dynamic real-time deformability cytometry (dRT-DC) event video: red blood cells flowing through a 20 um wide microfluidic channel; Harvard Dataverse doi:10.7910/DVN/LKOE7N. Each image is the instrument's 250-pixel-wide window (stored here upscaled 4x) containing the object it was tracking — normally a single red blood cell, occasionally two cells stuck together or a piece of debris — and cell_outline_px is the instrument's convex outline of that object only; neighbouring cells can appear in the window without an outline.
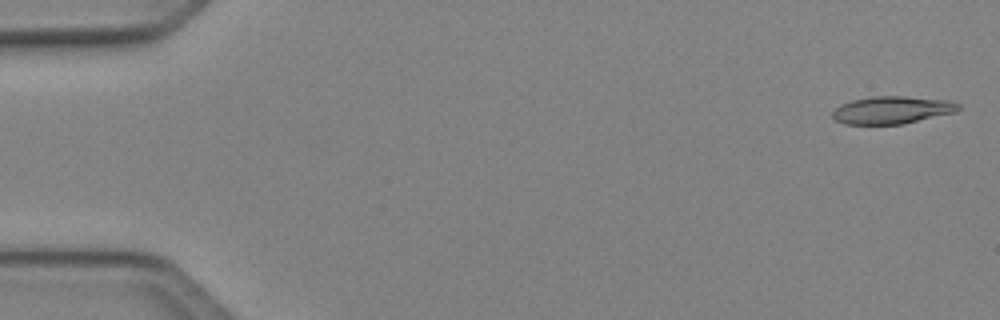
{"species": "Egyptian fruit bat (a non-hibernating species)", "species_latin": "Rousettus aegyptiacus", "temperature_condition": "cold", "stored_images_in_passage": 48, "camera_frame_rate_fps": 3000, "um_per_image_px": 0.085, "animal": {"sex": "female"}, "frame": {"image": 1, "passage_image": 1, "time_ms": 0.0, "image_size_px": [1000, 320], "cell_outline_px": [[960, 108], [956, 112], [904, 124], [844, 124], [836, 120], [832, 116], [832, 112], [840, 104], [852, 100], [872, 96], [904, 96], [948, 100], [960, 104]], "centroid_in_image_um": [75.83, 9.35], "position_along_channel_um": 9.2, "area_um2": 20.29}}
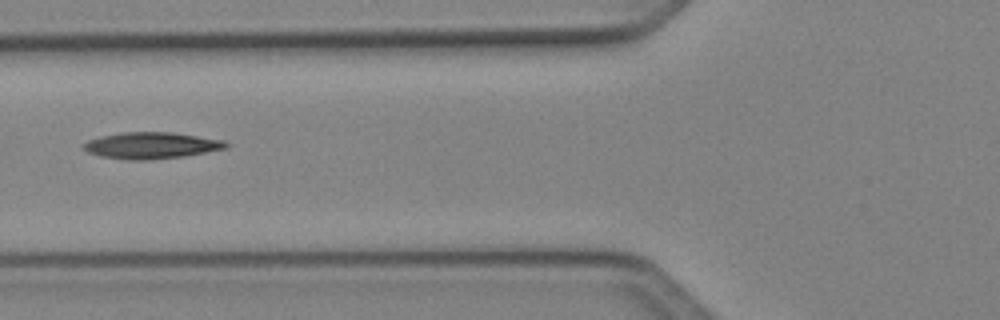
{"frame": {"image": 2, "passage_image": 19, "time_ms": 6.0, "image_size_px": [1000, 320], "cell_outline_px": [[228, 148], [184, 156], [148, 160], [128, 160], [100, 156], [88, 152], [80, 148], [88, 140], [100, 136], [120, 132], [172, 132], [224, 140], [228, 144]], "centroid_in_image_um": [12.83, 12.36], "position_along_channel_um": 113.0, "area_um2": 22.08}}
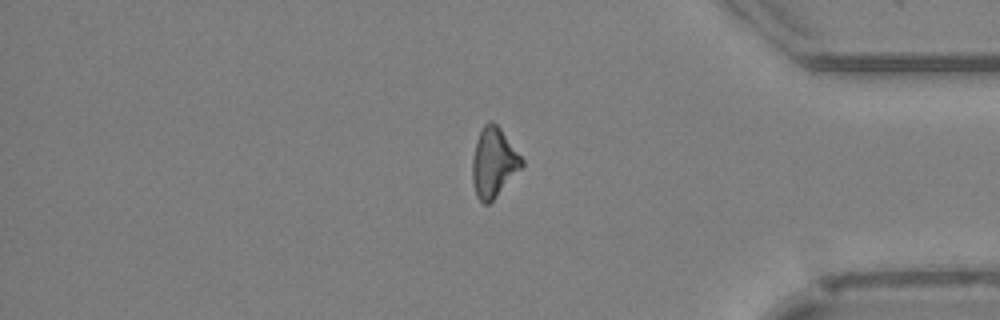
{"frame": {"image": 3, "passage_image": 41, "time_ms": 13.333, "image_size_px": [1000, 320], "cell_outline_px": [[524, 164], [496, 196], [488, 204], [484, 204], [476, 196], [472, 180], [472, 156], [476, 140], [484, 124], [488, 120], [492, 120], [500, 128], [524, 160]], "centroid_in_image_um": [41.93, 13.79], "position_along_channel_um": 393.3, "area_um2": 19.83}}